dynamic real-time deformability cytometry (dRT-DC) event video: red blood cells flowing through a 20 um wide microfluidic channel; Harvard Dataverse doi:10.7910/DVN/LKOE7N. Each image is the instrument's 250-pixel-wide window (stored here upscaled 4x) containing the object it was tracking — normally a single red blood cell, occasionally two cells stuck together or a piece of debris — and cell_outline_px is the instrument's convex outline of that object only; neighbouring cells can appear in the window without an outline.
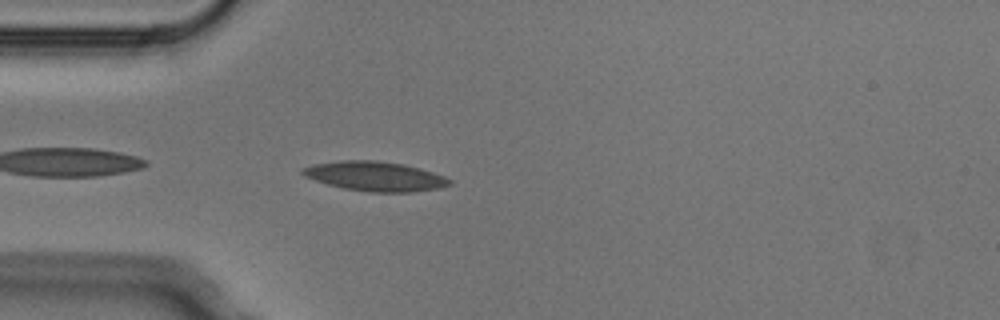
{"species": "Egyptian fruit bat (a non-hibernating species)", "species_latin": "Rousettus aegyptiacus", "temperature_condition": "cold", "stored_images_in_passage": 3, "camera_frame_rate_fps": 3000, "um_per_image_px": 0.085, "animal": {"sex": "male"}, "frame": {"image": 1, "passage_image": 3, "time_ms": 0.667, "image_size_px": [1000, 320], "cell_outline_px": [[452, 184], [440, 188], [412, 192], [368, 192], [344, 188], [328, 184], [304, 176], [300, 172], [300, 168], [312, 164], [340, 160], [376, 160], [404, 164], [420, 168], [444, 176], [452, 180]], "centroid_in_image_um": [31.88, 14.97], "position_along_channel_um": 53.1, "area_um2": 25.43}}